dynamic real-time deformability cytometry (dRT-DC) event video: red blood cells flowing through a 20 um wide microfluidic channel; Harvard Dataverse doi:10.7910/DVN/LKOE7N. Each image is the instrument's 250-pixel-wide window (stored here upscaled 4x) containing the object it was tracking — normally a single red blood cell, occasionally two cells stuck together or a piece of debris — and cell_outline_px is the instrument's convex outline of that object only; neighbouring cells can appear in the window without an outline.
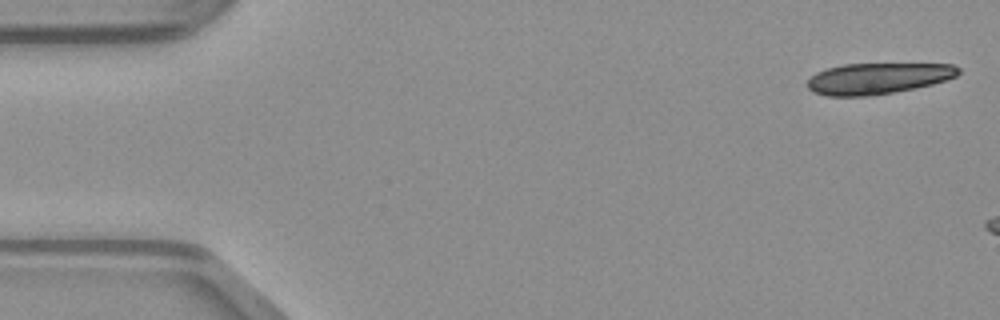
{"species": "common noctule bat (a hibernating species)", "species_latin": "Nyctalus noctula", "temperature_condition": "warm", "stored_images_in_passage": 14, "camera_frame_rate_fps": 3000, "um_per_image_px": 0.085, "animal": {"sex": "male", "body_mass_g": 23.1, "forearm_length_mm": 52.7}, "frame": {"image": 1, "passage_image": 1, "time_ms": 0.0, "image_size_px": [1000, 320], "cell_outline_px": [[960, 72], [956, 76], [932, 84], [916, 88], [872, 96], [828, 96], [812, 92], [808, 88], [808, 80], [816, 72], [828, 68], [844, 64], [952, 64], [960, 68]], "centroid_in_image_um": [74.61, 6.67], "position_along_channel_um": 10.4, "area_um2": 27.34}}